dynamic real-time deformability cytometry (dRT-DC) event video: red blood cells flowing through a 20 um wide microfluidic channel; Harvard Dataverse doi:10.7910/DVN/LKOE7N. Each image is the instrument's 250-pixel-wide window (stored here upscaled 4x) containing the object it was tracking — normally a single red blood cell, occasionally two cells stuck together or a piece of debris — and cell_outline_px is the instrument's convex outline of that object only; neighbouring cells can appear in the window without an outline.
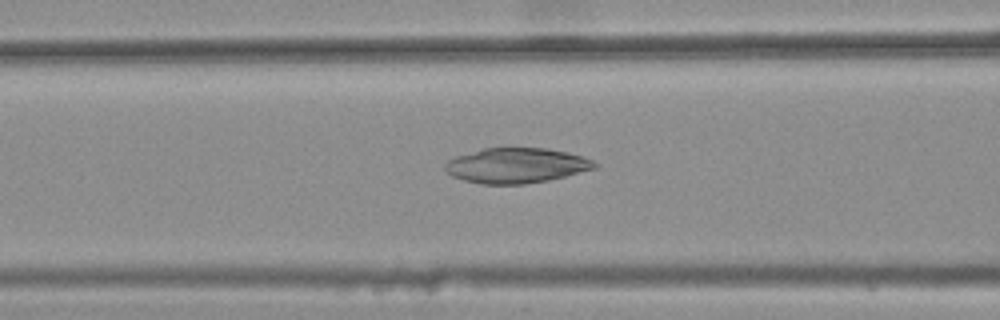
{"species": "common noctule bat (a hibernating species)", "species_latin": "Nyctalus noctula", "temperature_condition": "warm", "stored_images_in_passage": 45, "camera_frame_rate_fps": 3000, "um_per_image_px": 0.085, "animal": {"sex": "female", "body_mass_g": 25.1}, "frame": {"image": 1, "passage_image": 21, "time_ms": 6.667, "image_size_px": [1000, 320], "cell_outline_px": [[596, 168], [548, 180], [524, 184], [480, 184], [464, 180], [452, 176], [444, 172], [444, 164], [448, 160], [456, 156], [484, 148], [548, 148], [568, 152], [592, 160], [596, 164]], "centroid_in_image_um": [43.83, 14.07], "position_along_channel_um": 122.8, "area_um2": 30.52}}
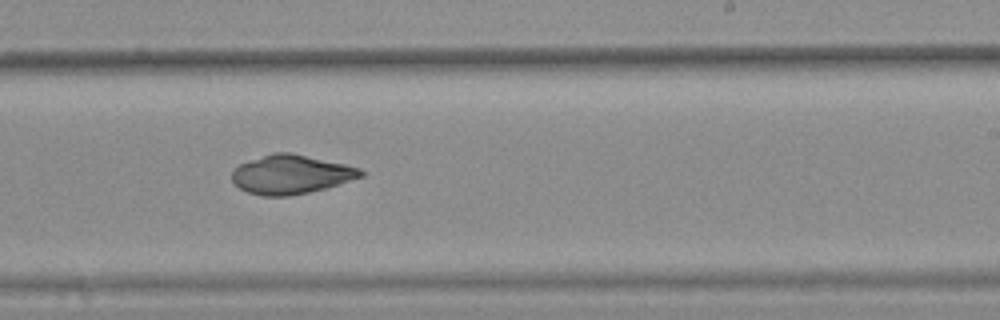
{"frame": {"image": 2, "passage_image": 32, "time_ms": 10.333, "image_size_px": [1000, 320], "cell_outline_px": [[364, 176], [340, 184], [308, 192], [288, 196], [260, 196], [248, 192], [240, 188], [232, 180], [232, 172], [240, 164], [248, 160], [272, 152], [292, 152], [344, 164], [360, 168], [364, 172]], "centroid_in_image_um": [24.74, 14.82], "position_along_channel_um": 264.3, "area_um2": 29.25}}
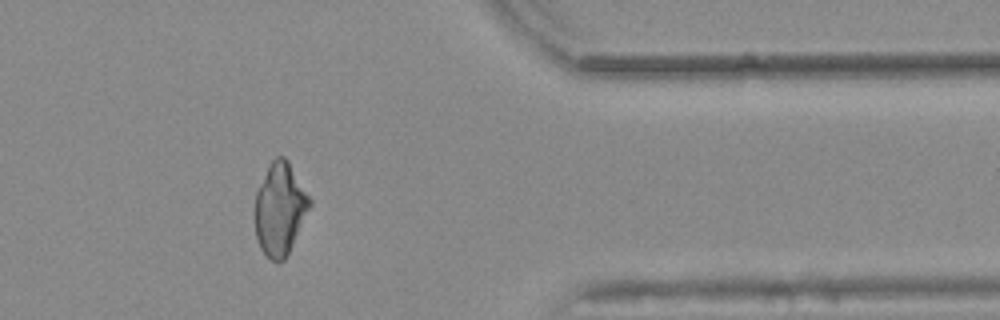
{"frame": {"image": 3, "passage_image": 43, "time_ms": 14.0, "image_size_px": [1000, 320], "cell_outline_px": [[312, 204], [284, 260], [280, 264], [276, 264], [260, 248], [256, 236], [256, 192], [272, 160], [276, 156], [284, 156], [288, 160], [312, 200]], "centroid_in_image_um": [23.81, 17.77], "position_along_channel_um": 387.6, "area_um2": 29.02}, "authors_computed_cell_mechanics": {"area_um2": 29.9982, "velocity_mm_per_s": 3.8642, "shape_relaxation_time_tau1_ms": null, "shape_relaxation_time_tau2_ms": 3.9855, "deformation_change_tau1": null, "deformation_change_tau2": 0.0645}}